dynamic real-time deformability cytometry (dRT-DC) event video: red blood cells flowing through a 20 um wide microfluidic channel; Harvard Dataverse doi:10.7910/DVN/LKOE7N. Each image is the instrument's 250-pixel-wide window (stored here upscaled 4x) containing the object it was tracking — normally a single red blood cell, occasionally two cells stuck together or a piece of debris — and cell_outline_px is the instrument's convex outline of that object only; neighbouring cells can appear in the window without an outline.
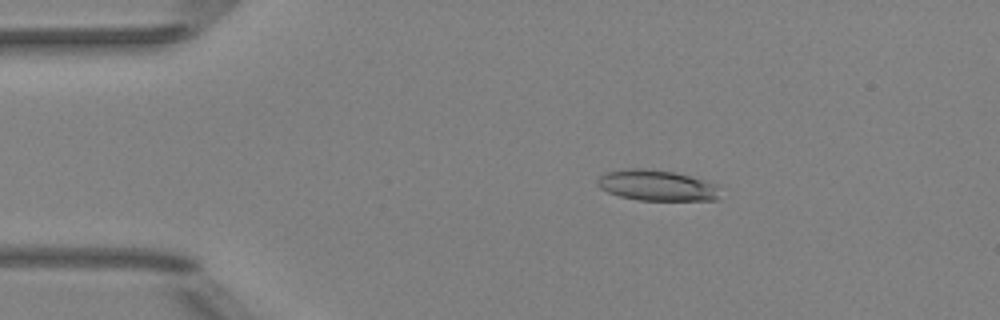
{"species": "Egyptian fruit bat (a non-hibernating species)", "species_latin": "Rousettus aegyptiacus", "temperature_condition": "room temperature", "stored_images_in_passage": 6, "camera_frame_rate_fps": 3000, "um_per_image_px": 0.085, "animal": {"sex": "female"}, "frame": {"image": 1, "passage_image": 3, "time_ms": 2.333, "image_size_px": [1000, 320], "cell_outline_px": [[724, 184], [720, 200], [640, 200], [620, 196], [608, 192], [600, 188], [596, 184], [596, 180], [600, 176], [608, 172], [628, 168], [644, 168], [676, 172]], "centroid_in_image_um": [55.99, 15.76], "position_along_channel_um": 29.0, "area_um2": 22.72}}
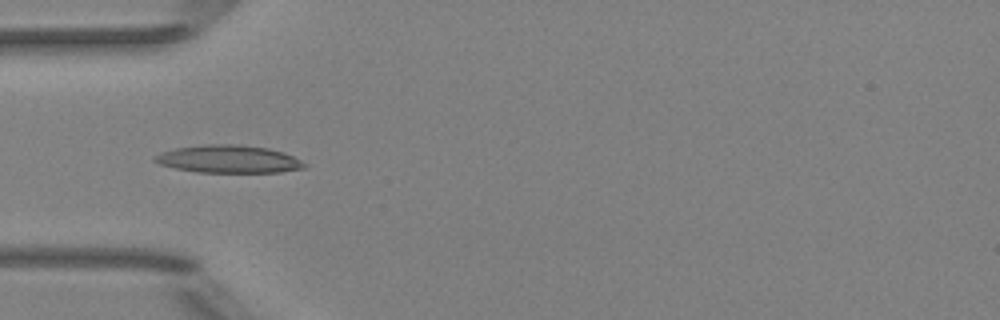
{"frame": {"image": 2, "passage_image": 5, "time_ms": 4.667, "image_size_px": [1000, 320], "cell_outline_px": [[308, 164], [304, 168], [280, 172], [196, 172], [176, 168], [160, 164], [152, 160], [152, 156], [160, 152], [176, 148], [204, 144], [240, 144], [268, 148], [284, 152]], "centroid_in_image_um": [19.41, 13.51], "position_along_channel_um": 65.6, "area_um2": 24.28}}
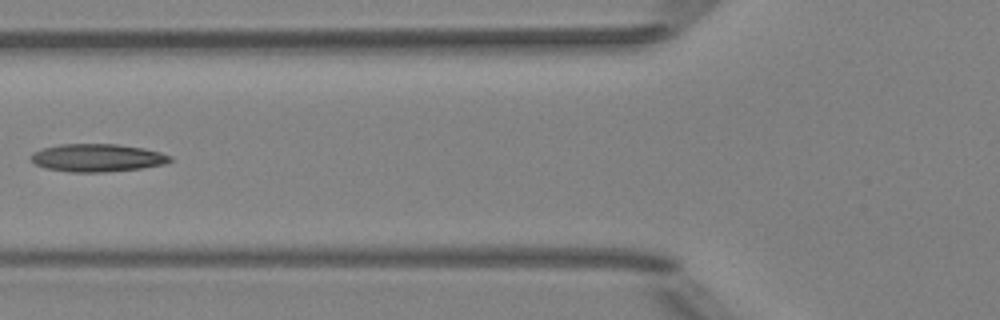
{"frame": {"image": 3, "passage_image": 6, "time_ms": 6.0, "image_size_px": [1000, 320], "cell_outline_px": [[172, 160], [164, 164], [140, 168], [104, 172], [72, 172], [44, 168], [36, 164], [28, 156], [32, 152], [44, 148], [60, 144], [116, 144], [144, 148], [160, 152], [172, 156]], "centroid_in_image_um": [8.25, 13.41], "position_along_channel_um": 117.5, "area_um2": 22.54}}